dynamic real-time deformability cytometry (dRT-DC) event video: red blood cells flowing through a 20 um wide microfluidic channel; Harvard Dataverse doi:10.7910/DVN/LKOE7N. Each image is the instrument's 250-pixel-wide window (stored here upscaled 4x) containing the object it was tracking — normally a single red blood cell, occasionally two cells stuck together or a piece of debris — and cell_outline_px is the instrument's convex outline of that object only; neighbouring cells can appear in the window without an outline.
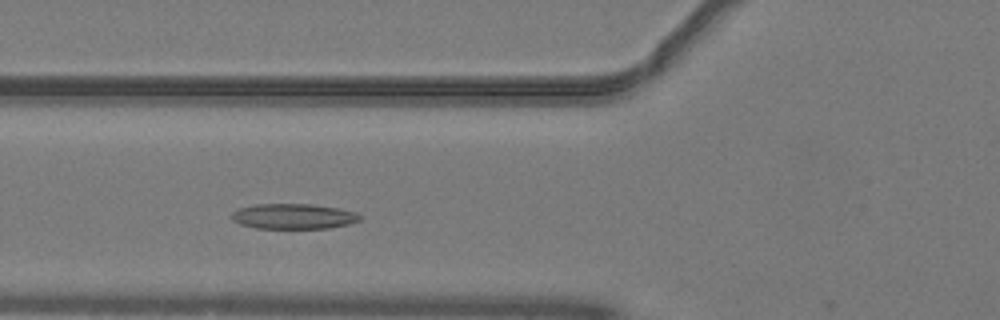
{"species": "common noctule bat (a hibernating species)", "species_latin": "Nyctalus noctula", "temperature_condition": "warm", "stored_images_in_passage": 42, "segment_of_instrument_passage": [1, 2], "camera_frame_rate_fps": 3000, "um_per_image_px": 0.085, "animal": {"sex": "male", "body_mass_g": 19.2, "forearm_length_mm": 51.8}, "frame": {"image": 1, "passage_image": 9, "time_ms": 2.667, "image_size_px": [1000, 320], "cell_outline_px": [[364, 216], [360, 220], [348, 224], [328, 228], [256, 228], [240, 224], [232, 220], [232, 212], [236, 208], [256, 204], [312, 204], [336, 208], [356, 212]], "centroid_in_image_um": [24.93, 18.38], "position_along_channel_um": 100.9, "area_um2": 18.96}}
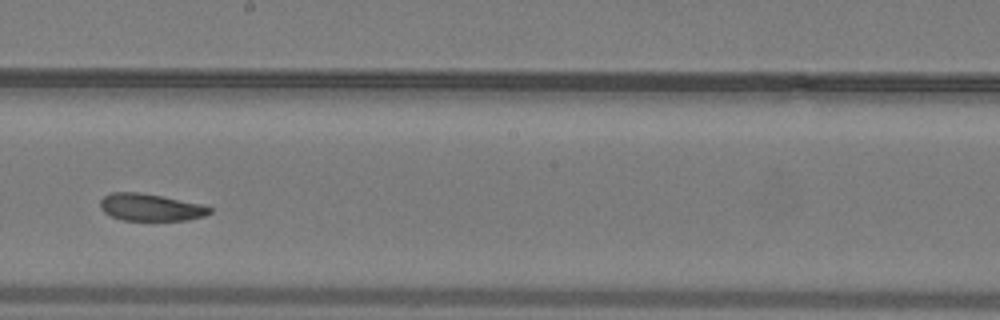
{"frame": {"image": 2, "passage_image": 19, "time_ms": 6.0, "image_size_px": [1000, 320], "cell_outline_px": [[212, 212], [204, 216], [188, 220], [124, 220], [112, 216], [104, 212], [100, 208], [100, 200], [104, 196], [112, 192], [136, 192], [160, 196], [204, 204], [212, 208]], "centroid_in_image_um": [12.82, 17.62], "position_along_channel_um": 235.4, "area_um2": 17.28}}
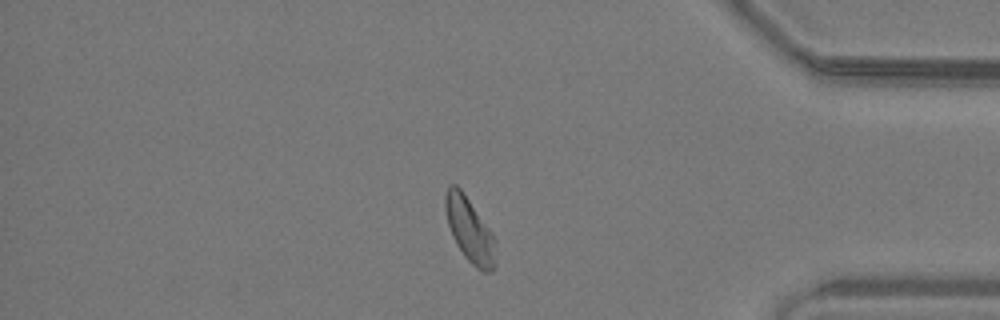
{"frame": {"image": 3, "passage_image": 33, "time_ms": 10.667, "image_size_px": [1000, 320], "cell_outline_px": [[496, 240], [492, 272], [484, 272], [476, 268], [464, 256], [456, 244], [452, 236], [448, 224], [444, 208], [444, 196], [448, 184], [456, 184], [460, 188], [492, 232]], "centroid_in_image_um": [39.89, 19.51], "position_along_channel_um": 395.3, "area_um2": 18.84}}